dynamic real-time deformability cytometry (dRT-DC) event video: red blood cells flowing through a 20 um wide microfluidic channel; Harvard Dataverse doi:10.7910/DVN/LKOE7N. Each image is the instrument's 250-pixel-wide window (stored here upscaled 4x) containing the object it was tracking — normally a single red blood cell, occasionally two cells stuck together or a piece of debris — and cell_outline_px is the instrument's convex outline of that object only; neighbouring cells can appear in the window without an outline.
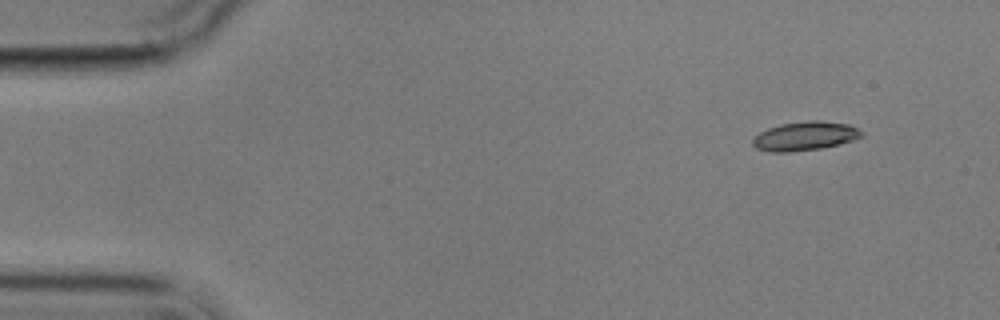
{"species": "common noctule bat (a hibernating species)", "species_latin": "Nyctalus noctula", "temperature_condition": "cold", "stored_images_in_passage": 4, "camera_frame_rate_fps": 3000, "um_per_image_px": 0.085, "animal": {"sex": "male", "body_mass_g": 17.9}, "frame": {"image": 1, "passage_image": 1, "time_ms": 0.0, "image_size_px": [1000, 320], "cell_outline_px": [[864, 136], [840, 144], [820, 148], [788, 152], [768, 152], [756, 148], [752, 144], [752, 140], [760, 132], [768, 128], [780, 124], [808, 120], [816, 120], [848, 124], [864, 132]], "centroid_in_image_um": [68.42, 11.56], "position_along_channel_um": 16.6, "area_um2": 18.32}}
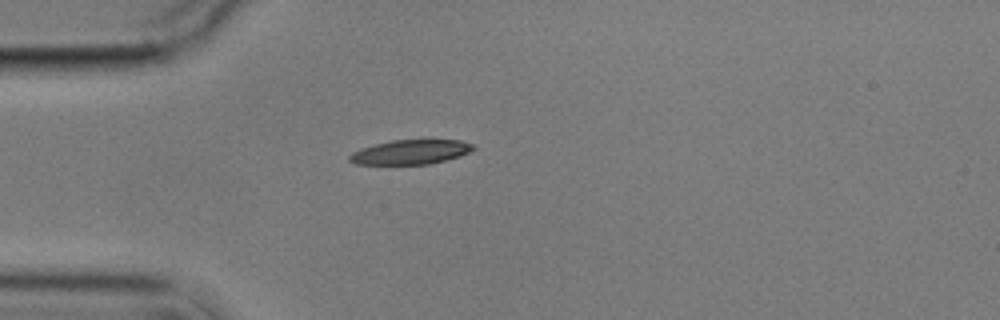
{"frame": {"image": 2, "passage_image": 4, "time_ms": 3.333, "image_size_px": [1000, 320], "cell_outline_px": [[476, 148], [460, 156], [428, 164], [356, 164], [348, 160], [348, 156], [352, 152], [360, 148], [392, 140], [460, 140], [472, 144]], "centroid_in_image_um": [34.87, 12.92], "position_along_channel_um": 50.1, "area_um2": 17.51}}